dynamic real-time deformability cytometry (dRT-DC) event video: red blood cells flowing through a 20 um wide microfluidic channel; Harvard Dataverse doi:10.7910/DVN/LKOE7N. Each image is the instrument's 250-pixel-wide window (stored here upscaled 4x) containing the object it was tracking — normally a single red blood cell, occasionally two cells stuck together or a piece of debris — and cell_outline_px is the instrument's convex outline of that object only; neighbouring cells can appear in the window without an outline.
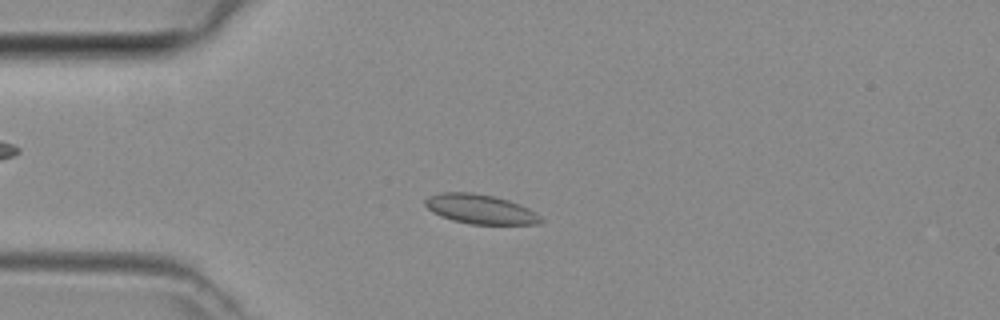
{"species": "common noctule bat (a hibernating species)", "species_latin": "Nyctalus noctula", "temperature_condition": "room temperature", "stored_images_in_passage": 46, "camera_frame_rate_fps": 3000, "um_per_image_px": 0.085, "animal": {"sex": "female", "body_mass_g": 29.2, "forearm_length_mm": 56.3}, "frame": {"image": 1, "passage_image": 11, "time_ms": 3.333, "image_size_px": [1000, 320], "cell_outline_px": [[544, 220], [540, 224], [472, 224], [452, 220], [440, 216], [432, 212], [424, 204], [424, 200], [428, 196], [440, 192], [472, 192], [492, 196], [508, 200], [520, 204], [536, 212]], "centroid_in_image_um": [40.82, 17.77], "position_along_channel_um": 44.2, "area_um2": 19.94}}
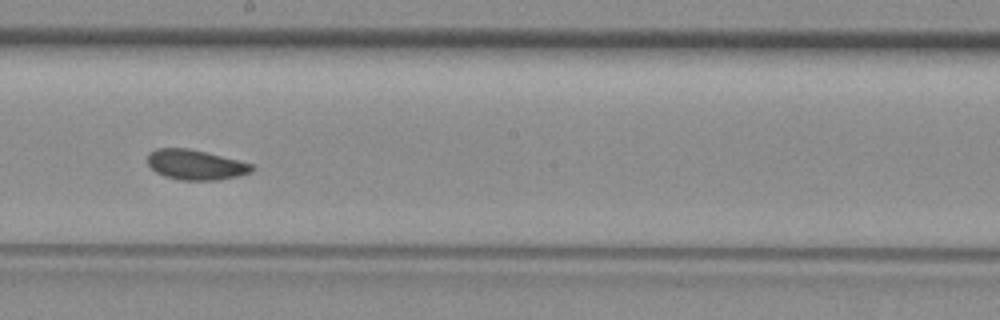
{"frame": {"image": 2, "passage_image": 25, "time_ms": 8.0, "image_size_px": [1000, 320], "cell_outline_px": [[256, 168], [252, 172], [236, 176], [216, 180], [180, 180], [164, 176], [156, 172], [148, 164], [148, 152], [156, 148], [188, 148], [252, 164]], "centroid_in_image_um": [16.59, 14.0], "position_along_channel_um": 231.6, "area_um2": 18.09}}
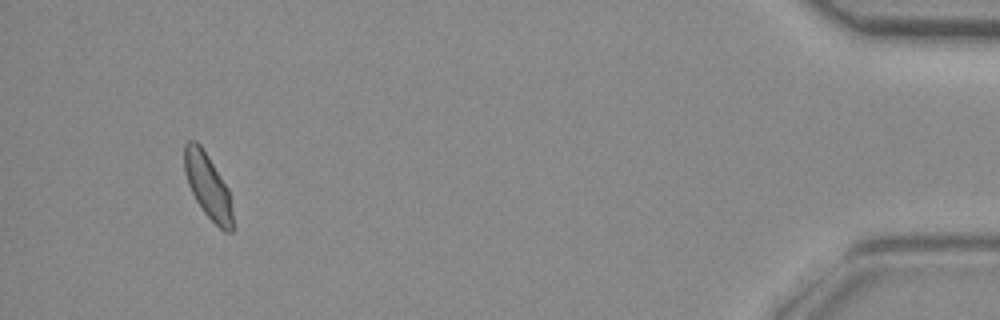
{"frame": {"image": 3, "passage_image": 43, "time_ms": 14.0, "image_size_px": [1000, 320], "cell_outline_px": [[232, 232], [224, 232], [204, 212], [196, 200], [188, 184], [184, 172], [184, 144], [188, 140], [196, 140], [200, 144], [208, 156], [228, 188], [232, 208]], "centroid_in_image_um": [17.65, 15.78], "position_along_channel_um": 417.6, "area_um2": 18.09}}